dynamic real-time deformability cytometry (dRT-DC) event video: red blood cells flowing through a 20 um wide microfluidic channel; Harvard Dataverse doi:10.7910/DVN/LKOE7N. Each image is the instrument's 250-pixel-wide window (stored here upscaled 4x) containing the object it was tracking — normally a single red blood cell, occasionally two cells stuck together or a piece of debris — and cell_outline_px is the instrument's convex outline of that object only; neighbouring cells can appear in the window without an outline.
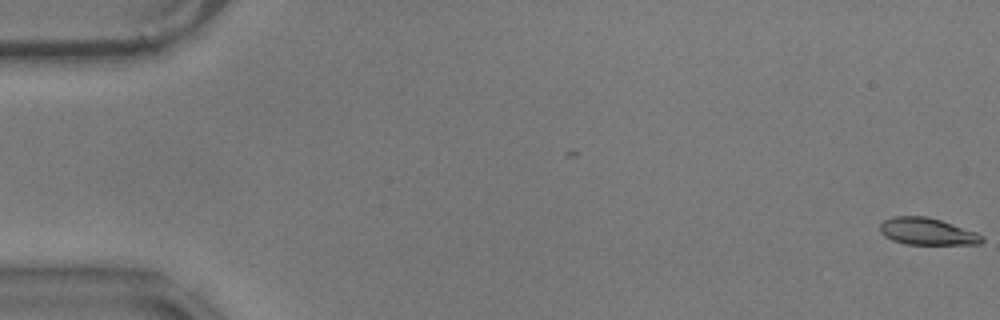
{"species": "common noctule bat (a hibernating species)", "species_latin": "Nyctalus noctula", "temperature_condition": "warm", "stored_images_in_passage": 4, "camera_frame_rate_fps": 3000, "um_per_image_px": 0.085, "animal": {"sex": "male", "body_mass_g": 17.9}, "frame": {"image": 1, "passage_image": 4, "time_ms": 1.0, "image_size_px": [1000, 320], "cell_outline_px": [[984, 240], [980, 244], [904, 244], [892, 240], [884, 236], [880, 232], [880, 224], [884, 220], [892, 216], [924, 216], [940, 220], [976, 232], [984, 236]], "centroid_in_image_um": [78.79, 19.68], "position_along_channel_um": 6.2, "area_um2": 16.01}}